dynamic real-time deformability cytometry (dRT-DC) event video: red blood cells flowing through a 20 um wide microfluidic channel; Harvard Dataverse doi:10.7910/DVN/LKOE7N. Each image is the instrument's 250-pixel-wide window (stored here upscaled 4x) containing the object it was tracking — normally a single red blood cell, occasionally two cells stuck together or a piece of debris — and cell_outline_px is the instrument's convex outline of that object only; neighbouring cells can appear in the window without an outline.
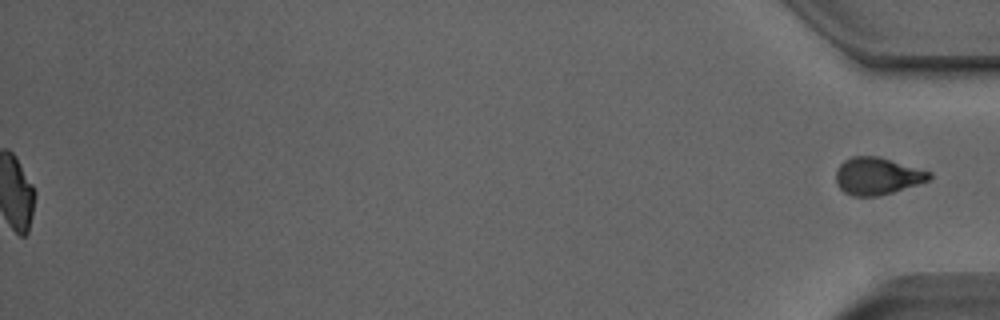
{"species": "Egyptian fruit bat (a non-hibernating species)", "species_latin": "Rousettus aegyptiacus", "temperature_condition": "room temperature", "stored_images_in_passage": 52, "segment_of_instrument_passage": [2, 2], "camera_frame_rate_fps": 3000, "um_per_image_px": 0.085, "animal": {"sex": "male"}, "frame": {"image": 1, "passage_image": 52, "time_ms": 17.0, "image_size_px": [1000, 320], "cell_outline_px": [[932, 176], [928, 180], [892, 192], [876, 196], [852, 196], [844, 192], [836, 184], [836, 168], [844, 160], [852, 156], [876, 156], [932, 172]], "centroid_in_image_um": [74.52, 14.96], "position_along_channel_um": 360.7, "area_um2": 20.0}}